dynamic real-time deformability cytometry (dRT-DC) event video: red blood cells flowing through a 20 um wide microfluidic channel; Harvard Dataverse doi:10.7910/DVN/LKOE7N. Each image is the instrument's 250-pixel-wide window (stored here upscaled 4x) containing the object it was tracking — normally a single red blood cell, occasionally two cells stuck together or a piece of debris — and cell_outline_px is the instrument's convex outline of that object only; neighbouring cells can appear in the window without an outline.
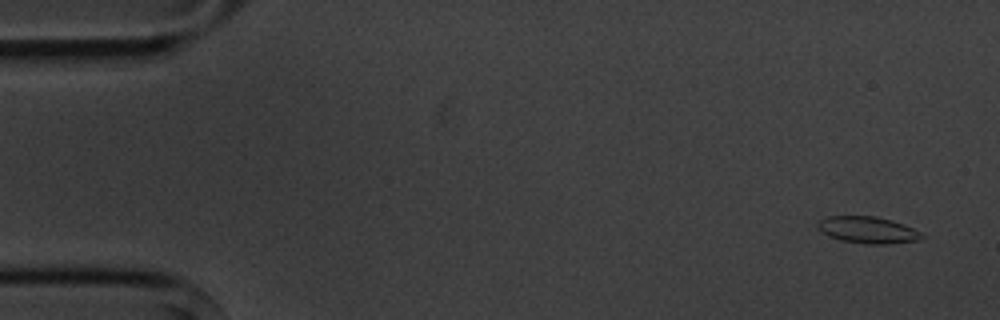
{"species": "common noctule bat (a hibernating species)", "species_latin": "Nyctalus noctula", "temperature_condition": "cold", "stored_images_in_passage": 5, "camera_frame_rate_fps": 3000, "um_per_image_px": 0.085, "animal": {"sex": "male", "body_mass_g": 20.1, "forearm_length_mm": 53.5}, "frame": {"image": 1, "passage_image": 1, "time_ms": 0.0, "image_size_px": [1000, 320], "cell_outline_px": [[924, 236], [916, 240], [888, 244], [864, 244], [840, 240], [828, 236], [816, 224], [820, 220], [828, 216], [876, 216], [892, 220], [904, 224], [920, 232]], "centroid_in_image_um": [73.75, 19.54], "position_along_channel_um": 11.2, "area_um2": 16.07}}